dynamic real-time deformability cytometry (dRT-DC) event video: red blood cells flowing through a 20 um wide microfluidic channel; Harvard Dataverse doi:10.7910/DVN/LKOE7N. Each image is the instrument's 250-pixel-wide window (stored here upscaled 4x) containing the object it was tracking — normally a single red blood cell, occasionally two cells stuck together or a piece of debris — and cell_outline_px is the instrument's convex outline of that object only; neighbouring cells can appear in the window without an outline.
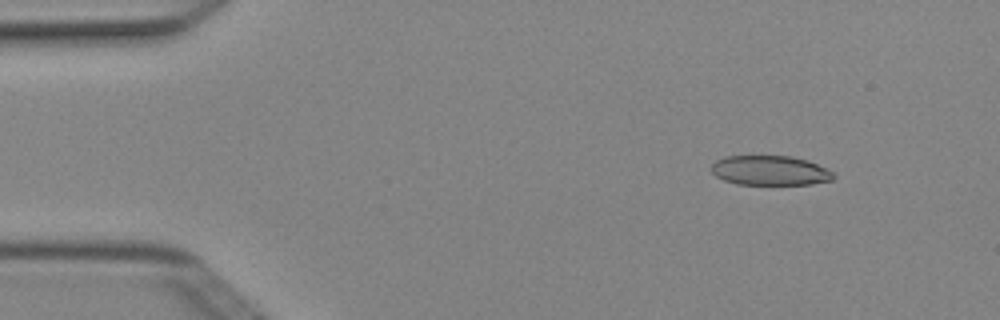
{"species": "Egyptian fruit bat (a non-hibernating species)", "species_latin": "Rousettus aegyptiacus", "temperature_condition": "cold", "stored_images_in_passage": 2, "camera_frame_rate_fps": 3000, "um_per_image_px": 0.085, "animal": {"sex": "female"}, "frame": {"image": 1, "passage_image": 1, "time_ms": 0.0, "image_size_px": [1000, 320], "cell_outline_px": [[836, 176], [832, 180], [812, 184], [736, 184], [724, 180], [716, 176], [712, 172], [712, 164], [716, 160], [724, 156], [792, 156], [808, 160], [836, 172]], "centroid_in_image_um": [65.5, 14.49], "position_along_channel_um": 19.5, "area_um2": 21.27}}